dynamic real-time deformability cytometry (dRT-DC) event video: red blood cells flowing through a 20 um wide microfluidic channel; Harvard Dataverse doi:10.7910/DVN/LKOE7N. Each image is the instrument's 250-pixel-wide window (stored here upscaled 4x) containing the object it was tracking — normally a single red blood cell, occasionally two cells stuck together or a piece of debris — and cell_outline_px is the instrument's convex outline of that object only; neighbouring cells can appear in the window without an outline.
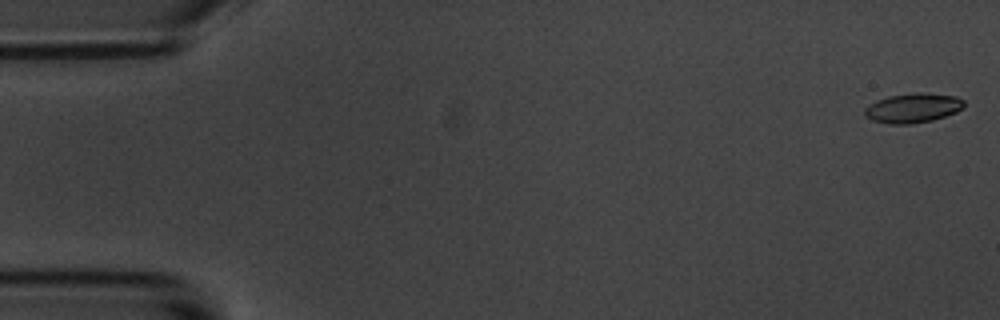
{"species": "common noctule bat (a hibernating species)", "species_latin": "Nyctalus noctula", "temperature_condition": "room temperature", "stored_images_in_passage": 8, "camera_frame_rate_fps": 3000, "um_per_image_px": 0.085, "animal": {"sex": "male", "body_mass_g": 20.1, "forearm_length_mm": 53.5}, "frame": {"image": 1, "passage_image": 1, "time_ms": 0.0, "image_size_px": [1000, 320], "cell_outline_px": [[964, 108], [956, 112], [932, 120], [912, 124], [888, 124], [872, 120], [864, 116], [864, 108], [868, 104], [876, 100], [888, 96], [916, 92], [956, 96], [964, 100]], "centroid_in_image_um": [77.56, 9.18], "position_along_channel_um": 7.4, "area_um2": 17.22}}
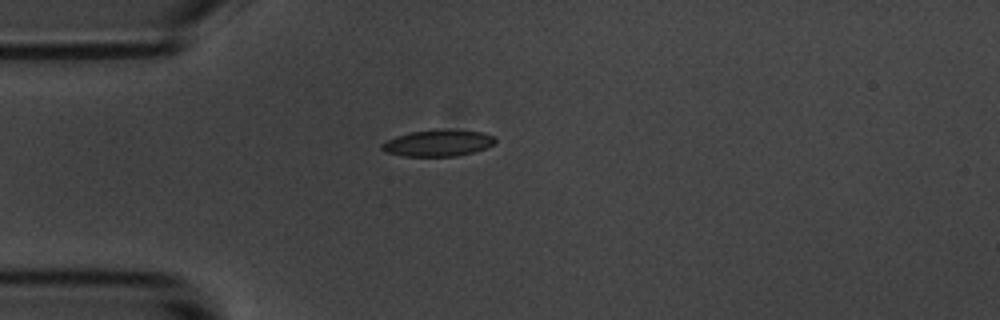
{"frame": {"image": 2, "passage_image": 5, "time_ms": 4.667, "image_size_px": [1000, 320], "cell_outline_px": [[496, 140], [492, 144], [484, 148], [472, 152], [456, 156], [404, 156], [384, 152], [380, 148], [380, 144], [396, 136], [412, 132], [440, 128], [480, 132], [496, 136]], "centroid_in_image_um": [37.2, 12.15], "position_along_channel_um": 47.8, "area_um2": 17.51}}
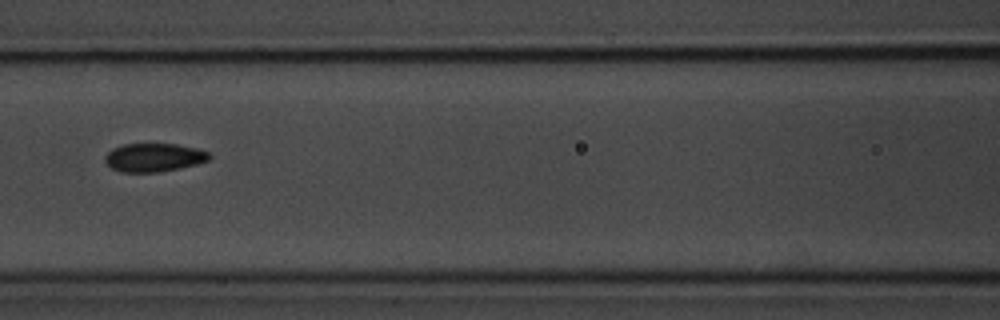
{"frame": {"image": 3, "passage_image": 8, "time_ms": 8.0, "image_size_px": [1000, 320], "cell_outline_px": [[212, 156], [208, 160], [196, 164], [180, 168], [160, 172], [120, 172], [112, 168], [104, 160], [104, 156], [112, 148], [124, 144], [176, 144], [196, 148], [208, 152]], "centroid_in_image_um": [13.07, 13.39], "position_along_channel_um": 153.5, "area_um2": 17.28}}